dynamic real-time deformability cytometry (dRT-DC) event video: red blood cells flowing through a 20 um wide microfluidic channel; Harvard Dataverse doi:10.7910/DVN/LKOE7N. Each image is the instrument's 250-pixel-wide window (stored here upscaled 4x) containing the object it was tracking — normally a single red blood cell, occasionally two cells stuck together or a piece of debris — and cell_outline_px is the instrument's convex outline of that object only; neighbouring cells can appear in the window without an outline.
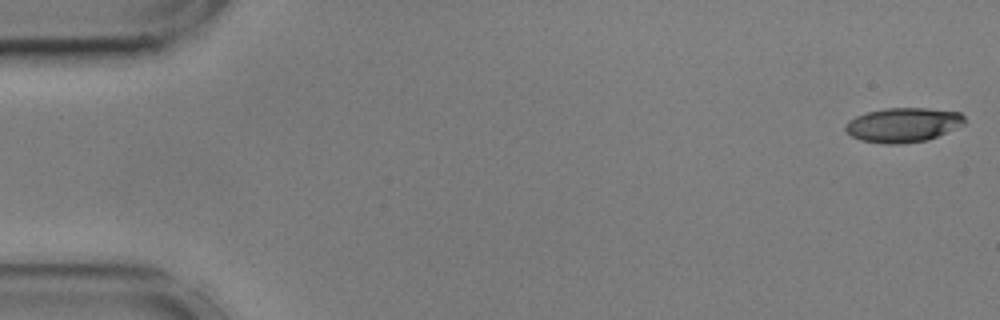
{"species": "common noctule bat (a hibernating species)", "species_latin": "Nyctalus noctula", "temperature_condition": "cold", "stored_images_in_passage": 55, "camera_frame_rate_fps": 3000, "um_per_image_px": 0.085, "animal": {"sex": "male", "body_mass_g": 17.9, "forearm_length_mm": 54.2}, "frame": {"image": 1, "passage_image": 1, "time_ms": 0.0, "image_size_px": [1000, 320], "cell_outline_px": [[964, 124], [928, 140], [900, 144], [884, 144], [860, 140], [852, 136], [844, 128], [844, 124], [848, 120], [856, 116], [868, 112], [884, 108], [928, 108], [960, 112], [964, 116]], "centroid_in_image_um": [76.74, 10.62], "position_along_channel_um": 8.3, "area_um2": 23.93}}
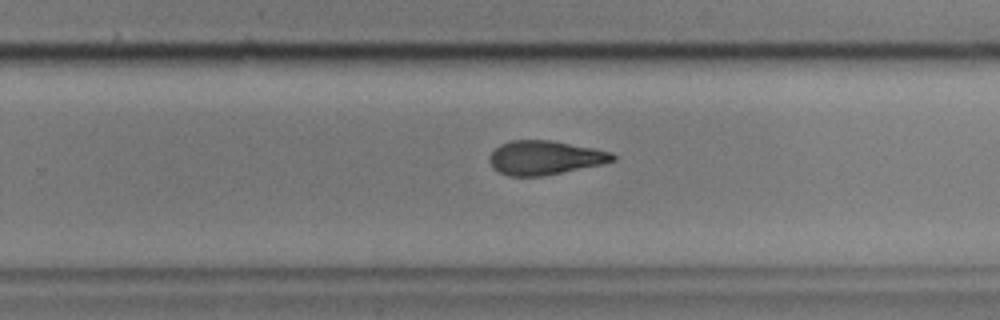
{"frame": {"image": 2, "passage_image": 35, "time_ms": 11.333, "image_size_px": [1000, 320], "cell_outline_px": [[616, 160], [600, 164], [544, 176], [508, 176], [492, 168], [488, 160], [488, 156], [500, 144], [512, 140], [552, 140], [612, 152], [616, 156]], "centroid_in_image_um": [46.27, 13.4], "position_along_channel_um": 283.5, "area_um2": 24.39}}
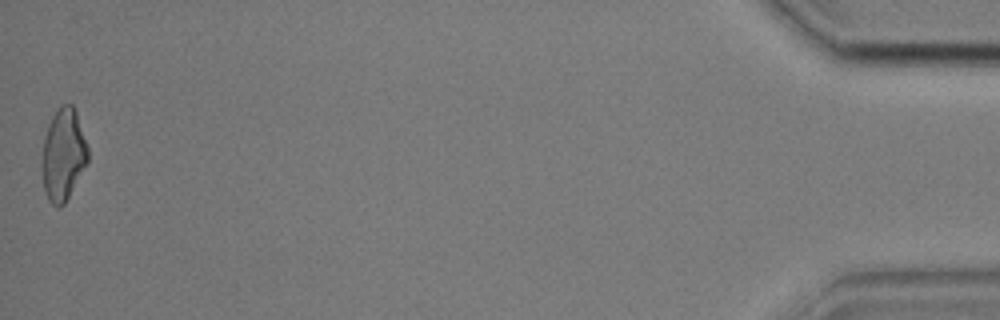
{"frame": {"image": 3, "passage_image": 55, "time_ms": 18.0, "image_size_px": [1000, 320], "cell_outline_px": [[88, 164], [64, 204], [60, 208], [56, 208], [48, 200], [44, 188], [40, 164], [40, 160], [44, 136], [48, 124], [52, 116], [60, 104], [72, 104], [76, 112], [88, 148]], "centroid_in_image_um": [5.35, 13.17], "position_along_channel_um": 429.8, "area_um2": 25.09}, "authors_computed_cell_mechanics": {"area_um2": 24.9696, "velocity_mm_per_s": 3.5964, "shape_relaxation_time_tau1_ms": 4.928, "shape_relaxation_time_tau2_ms": 2.1876, "deformation_change_tau1": 0.1605, "deformation_change_tau2": 0.1048}}